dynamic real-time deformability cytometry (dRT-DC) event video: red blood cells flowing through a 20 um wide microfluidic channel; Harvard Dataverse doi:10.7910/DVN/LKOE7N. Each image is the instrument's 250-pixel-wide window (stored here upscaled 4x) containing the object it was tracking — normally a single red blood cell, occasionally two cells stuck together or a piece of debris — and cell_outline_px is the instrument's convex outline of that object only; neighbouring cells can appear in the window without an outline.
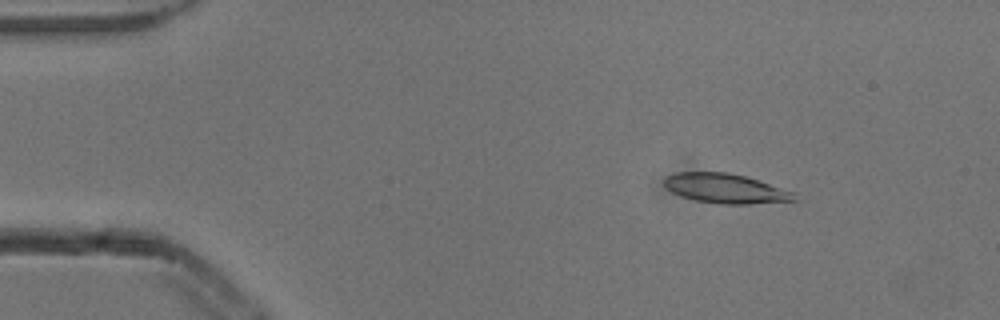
{"species": "common noctule bat (a hibernating species)", "species_latin": "Nyctalus noctula", "temperature_condition": "cold", "stored_images_in_passage": 4, "camera_frame_rate_fps": 3000, "um_per_image_px": 0.085, "animal": {"sex": "male", "body_mass_g": 13.3}, "frame": {"image": 1, "passage_image": 2, "time_ms": 0.333, "image_size_px": [1000, 320], "cell_outline_px": [[796, 200], [748, 204], [720, 204], [696, 200], [680, 196], [672, 192], [664, 184], [664, 176], [676, 172], [728, 172], [744, 176], [796, 192]], "centroid_in_image_um": [61.65, 16.02], "position_along_channel_um": 23.3, "area_um2": 22.37}}